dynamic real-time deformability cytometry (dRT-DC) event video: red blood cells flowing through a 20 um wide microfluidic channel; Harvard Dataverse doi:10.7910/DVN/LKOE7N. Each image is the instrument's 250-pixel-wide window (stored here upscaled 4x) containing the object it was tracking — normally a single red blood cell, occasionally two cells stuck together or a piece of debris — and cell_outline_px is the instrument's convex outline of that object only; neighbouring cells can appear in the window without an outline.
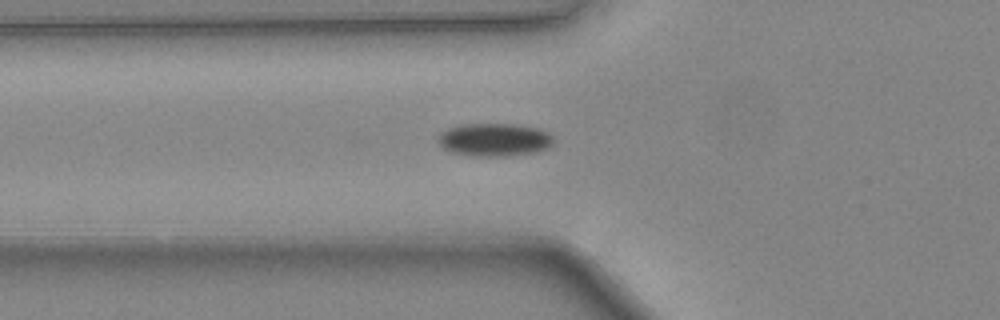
{"species": "common noctule bat (a hibernating species)", "species_latin": "Nyctalus noctula", "temperature_condition": "warm", "stored_images_in_passage": 31, "camera_frame_rate_fps": 3000, "um_per_image_px": 0.085, "animal": {"sex": "female", "body_mass_g": 24.6, "forearm_length_mm": 56.2}, "frame": {"image": 1, "passage_image": 2, "time_ms": 0.333, "image_size_px": [1000, 320], "cell_outline_px": [[552, 144], [548, 148], [536, 152], [508, 156], [476, 156], [452, 152], [444, 148], [436, 140], [440, 132], [448, 128], [460, 124], [512, 124], [540, 128], [548, 132], [552, 136]], "centroid_in_image_um": [42.02, 11.87], "position_along_channel_um": 83.8, "area_um2": 22.31}}
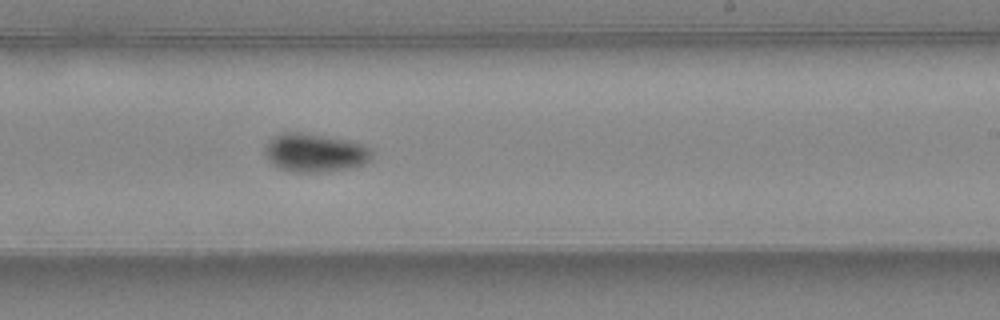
{"frame": {"image": 2, "passage_image": 14, "time_ms": 4.333, "image_size_px": [1000, 320], "cell_outline_px": [[372, 156], [368, 160], [360, 164], [344, 168], [316, 172], [292, 172], [280, 168], [272, 164], [264, 152], [264, 148], [276, 136], [288, 132], [300, 132], [348, 140], [372, 148]], "centroid_in_image_um": [26.75, 12.98], "position_along_channel_um": 262.3, "area_um2": 23.29}}
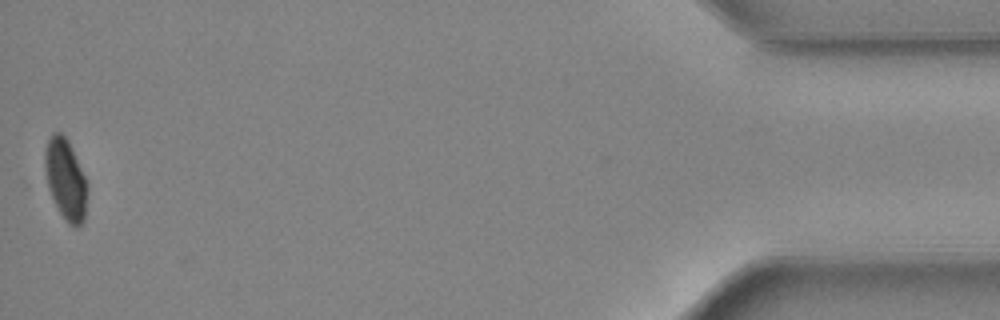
{"frame": {"image": 3, "passage_image": 31, "time_ms": 10.0, "image_size_px": [1000, 320], "cell_outline_px": [[88, 192], [84, 220], [76, 228], [68, 224], [60, 212], [48, 188], [44, 168], [44, 152], [48, 140], [52, 132], [60, 132], [68, 140], [88, 180]], "centroid_in_image_um": [5.6, 15.23], "position_along_channel_um": 429.6, "area_um2": 20.29}, "authors_computed_cell_mechanics": {"area_um2": 21.8484, "velocity_mm_per_s": 4.4468, "shape_relaxation_time_tau1_ms": 3.1717, "shape_relaxation_time_tau2_ms": null, "deformation_change_tau1": 0.0792, "deformation_change_tau2": null}}